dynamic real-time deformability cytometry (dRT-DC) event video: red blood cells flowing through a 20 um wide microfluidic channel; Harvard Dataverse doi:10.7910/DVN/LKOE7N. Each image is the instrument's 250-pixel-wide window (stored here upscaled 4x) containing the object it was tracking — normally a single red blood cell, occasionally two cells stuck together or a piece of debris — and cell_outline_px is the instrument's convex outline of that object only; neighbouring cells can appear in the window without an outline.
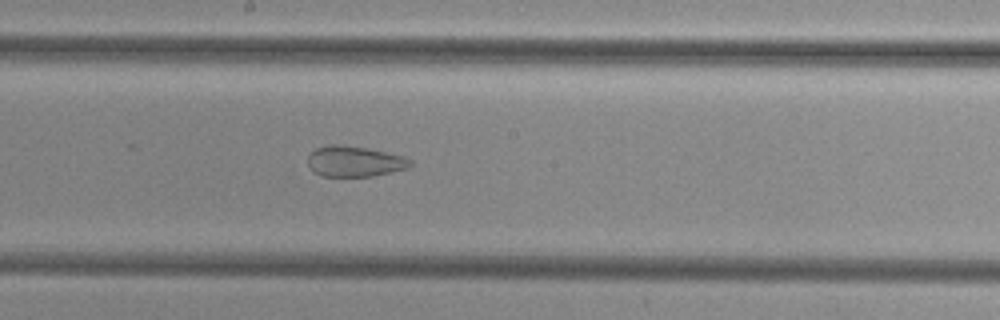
{"species": "common noctule bat (a hibernating species)", "species_latin": "Nyctalus noctula", "temperature_condition": "cold", "stored_images_in_passage": 34, "camera_frame_rate_fps": 3000, "um_per_image_px": 0.085, "animal": {"sex": "female", "body_mass_g": 29.2, "forearm_length_mm": 56.3}, "frame": {"image": 1, "passage_image": 18, "time_ms": 5.667, "image_size_px": [1000, 320], "cell_outline_px": [[412, 164], [408, 168], [392, 172], [372, 176], [320, 176], [312, 172], [308, 168], [308, 156], [316, 148], [328, 144], [336, 144], [368, 148], [404, 156], [412, 160]], "centroid_in_image_um": [30.12, 13.72], "position_along_channel_um": 218.1, "area_um2": 18.5}}
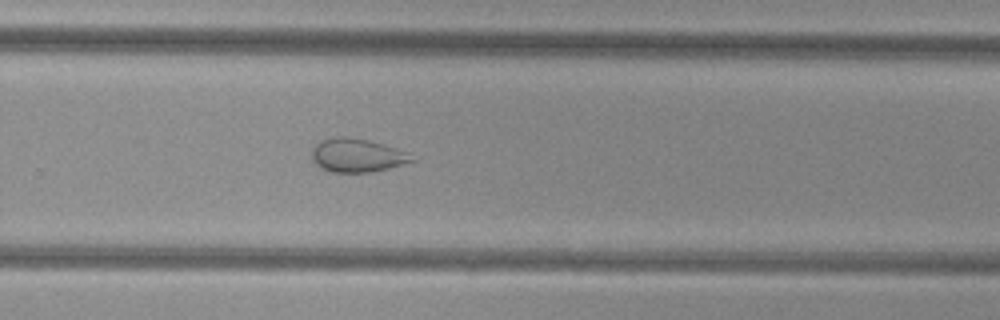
{"frame": {"image": 2, "passage_image": 24, "time_ms": 7.667, "image_size_px": [1000, 320], "cell_outline_px": [[416, 160], [404, 164], [372, 172], [332, 172], [320, 168], [312, 160], [312, 152], [316, 144], [320, 140], [336, 136], [348, 136], [368, 140], [384, 144], [408, 152]], "centroid_in_image_um": [30.35, 13.2], "position_along_channel_um": 299.5, "area_um2": 19.65}}
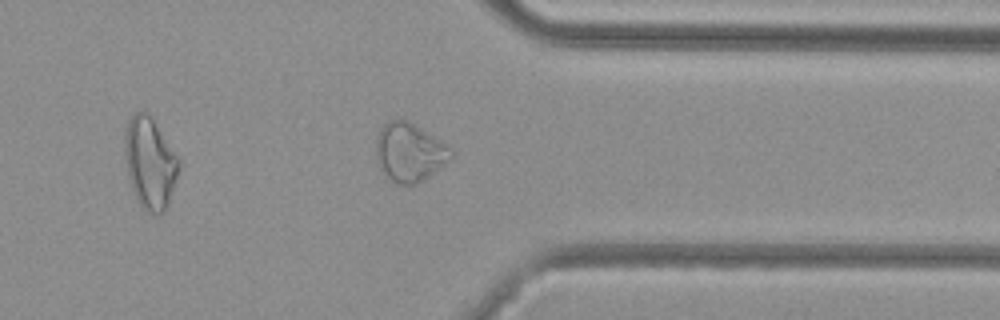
{"frame": {"image": 3, "passage_image": 30, "time_ms": 9.667, "image_size_px": [1000, 320], "cell_outline_px": [[456, 152], [444, 164], [428, 176], [416, 184], [396, 184], [384, 172], [376, 160], [376, 140], [384, 124], [388, 120], [408, 120], [440, 140], [452, 148]], "centroid_in_image_um": [34.81, 12.93], "position_along_channel_um": 376.6, "area_um2": 25.2}}